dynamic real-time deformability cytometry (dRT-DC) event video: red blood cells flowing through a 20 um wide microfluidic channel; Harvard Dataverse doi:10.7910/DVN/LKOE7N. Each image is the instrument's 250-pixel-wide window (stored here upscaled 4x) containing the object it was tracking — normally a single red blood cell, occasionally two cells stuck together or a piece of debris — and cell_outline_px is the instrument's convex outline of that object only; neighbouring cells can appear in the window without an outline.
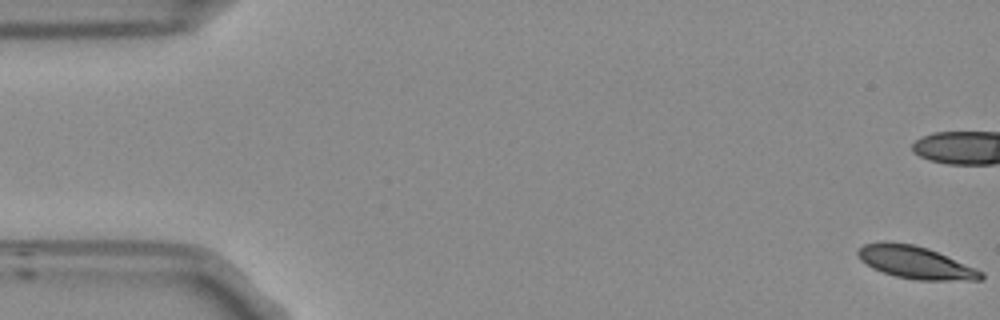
{"species": "Egyptian fruit bat (a non-hibernating species)", "species_latin": "Rousettus aegyptiacus", "temperature_condition": "room temperature", "stored_images_in_passage": 55, "camera_frame_rate_fps": 3000, "um_per_image_px": 0.085, "frame": {"image": 1, "passage_image": 1, "time_ms": 0.0, "image_size_px": [1000, 320], "cell_outline_px": [[984, 276], [980, 280], [916, 280], [896, 276], [872, 268], [860, 260], [856, 252], [864, 244], [884, 240], [912, 244], [928, 248], [976, 268], [984, 272]], "centroid_in_image_um": [77.8, 22.29], "position_along_channel_um": 7.2, "area_um2": 23.35}, "authors_computed_cell_mechanics": {"area_um2": 24.854, "velocity_mm_per_s": 3.7715, "shape_relaxation_time_tau1_ms": 4.4398, "shape_relaxation_time_tau2_ms": 7.3727, "deformation_change_tau1": 0.1262, "deformation_change_tau2": 0.1078}}